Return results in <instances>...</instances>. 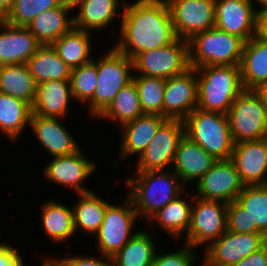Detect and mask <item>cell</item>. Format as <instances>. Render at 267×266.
Returning a JSON list of instances; mask_svg holds the SVG:
<instances>
[{
	"instance_id": "ac0fdd59",
	"label": "cell",
	"mask_w": 267,
	"mask_h": 266,
	"mask_svg": "<svg viewBox=\"0 0 267 266\" xmlns=\"http://www.w3.org/2000/svg\"><path fill=\"white\" fill-rule=\"evenodd\" d=\"M230 160L244 186L267 185V138L234 143Z\"/></svg>"
},
{
	"instance_id": "9c48e42d",
	"label": "cell",
	"mask_w": 267,
	"mask_h": 266,
	"mask_svg": "<svg viewBox=\"0 0 267 266\" xmlns=\"http://www.w3.org/2000/svg\"><path fill=\"white\" fill-rule=\"evenodd\" d=\"M227 205L222 201L204 200L194 196L190 225L184 242L193 248H207L227 230Z\"/></svg>"
},
{
	"instance_id": "cb8c5ba5",
	"label": "cell",
	"mask_w": 267,
	"mask_h": 266,
	"mask_svg": "<svg viewBox=\"0 0 267 266\" xmlns=\"http://www.w3.org/2000/svg\"><path fill=\"white\" fill-rule=\"evenodd\" d=\"M73 100L70 81H45L37 85L32 114L42 117L66 118Z\"/></svg>"
},
{
	"instance_id": "c3c4849f",
	"label": "cell",
	"mask_w": 267,
	"mask_h": 266,
	"mask_svg": "<svg viewBox=\"0 0 267 266\" xmlns=\"http://www.w3.org/2000/svg\"><path fill=\"white\" fill-rule=\"evenodd\" d=\"M252 3L254 4V2L259 5L260 8H258V11H262L264 9H267V0H251Z\"/></svg>"
},
{
	"instance_id": "e0dca14e",
	"label": "cell",
	"mask_w": 267,
	"mask_h": 266,
	"mask_svg": "<svg viewBox=\"0 0 267 266\" xmlns=\"http://www.w3.org/2000/svg\"><path fill=\"white\" fill-rule=\"evenodd\" d=\"M198 103L196 69L190 67L184 73L166 79L163 102V117L184 120Z\"/></svg>"
},
{
	"instance_id": "52a82bcc",
	"label": "cell",
	"mask_w": 267,
	"mask_h": 266,
	"mask_svg": "<svg viewBox=\"0 0 267 266\" xmlns=\"http://www.w3.org/2000/svg\"><path fill=\"white\" fill-rule=\"evenodd\" d=\"M226 115L234 143L267 138V112L255 90H244Z\"/></svg>"
},
{
	"instance_id": "8d00e7d4",
	"label": "cell",
	"mask_w": 267,
	"mask_h": 266,
	"mask_svg": "<svg viewBox=\"0 0 267 266\" xmlns=\"http://www.w3.org/2000/svg\"><path fill=\"white\" fill-rule=\"evenodd\" d=\"M133 81L136 84L143 113L163 117L166 79L134 74Z\"/></svg>"
},
{
	"instance_id": "7a4b0ae2",
	"label": "cell",
	"mask_w": 267,
	"mask_h": 266,
	"mask_svg": "<svg viewBox=\"0 0 267 266\" xmlns=\"http://www.w3.org/2000/svg\"><path fill=\"white\" fill-rule=\"evenodd\" d=\"M125 185L129 187L127 196L132 200L138 217L147 221L186 190L179 176L169 167L166 171L135 173L126 179Z\"/></svg>"
},
{
	"instance_id": "83f0119b",
	"label": "cell",
	"mask_w": 267,
	"mask_h": 266,
	"mask_svg": "<svg viewBox=\"0 0 267 266\" xmlns=\"http://www.w3.org/2000/svg\"><path fill=\"white\" fill-rule=\"evenodd\" d=\"M40 209L39 221L48 239L54 243H63L75 237L72 207L59 203L55 199H49L41 205Z\"/></svg>"
},
{
	"instance_id": "3957f363",
	"label": "cell",
	"mask_w": 267,
	"mask_h": 266,
	"mask_svg": "<svg viewBox=\"0 0 267 266\" xmlns=\"http://www.w3.org/2000/svg\"><path fill=\"white\" fill-rule=\"evenodd\" d=\"M197 108L227 114L234 100L244 91L240 65H207L196 68Z\"/></svg>"
},
{
	"instance_id": "d6a6232c",
	"label": "cell",
	"mask_w": 267,
	"mask_h": 266,
	"mask_svg": "<svg viewBox=\"0 0 267 266\" xmlns=\"http://www.w3.org/2000/svg\"><path fill=\"white\" fill-rule=\"evenodd\" d=\"M36 89L37 84L27 64L0 66V93L22 99L32 106Z\"/></svg>"
},
{
	"instance_id": "f35d334b",
	"label": "cell",
	"mask_w": 267,
	"mask_h": 266,
	"mask_svg": "<svg viewBox=\"0 0 267 266\" xmlns=\"http://www.w3.org/2000/svg\"><path fill=\"white\" fill-rule=\"evenodd\" d=\"M97 60L71 69L70 84L73 101L86 105L93 99L97 86ZM76 100V101H75Z\"/></svg>"
},
{
	"instance_id": "603a6c76",
	"label": "cell",
	"mask_w": 267,
	"mask_h": 266,
	"mask_svg": "<svg viewBox=\"0 0 267 266\" xmlns=\"http://www.w3.org/2000/svg\"><path fill=\"white\" fill-rule=\"evenodd\" d=\"M71 0H65L59 7L38 14L26 26L41 45H52L63 34L73 27V12Z\"/></svg>"
},
{
	"instance_id": "30bf717a",
	"label": "cell",
	"mask_w": 267,
	"mask_h": 266,
	"mask_svg": "<svg viewBox=\"0 0 267 266\" xmlns=\"http://www.w3.org/2000/svg\"><path fill=\"white\" fill-rule=\"evenodd\" d=\"M138 75L169 79L190 68L188 41L177 38L170 44L139 53L133 59Z\"/></svg>"
},
{
	"instance_id": "4316f807",
	"label": "cell",
	"mask_w": 267,
	"mask_h": 266,
	"mask_svg": "<svg viewBox=\"0 0 267 266\" xmlns=\"http://www.w3.org/2000/svg\"><path fill=\"white\" fill-rule=\"evenodd\" d=\"M184 195L185 197H190L189 201ZM193 199L194 195H191L190 191L186 189L183 195L181 194L173 199L148 220L149 227L152 226L150 225L152 221L158 224L159 228L161 227L166 233L168 232L167 234H170L173 240L177 241L183 233L187 234Z\"/></svg>"
},
{
	"instance_id": "d590c367",
	"label": "cell",
	"mask_w": 267,
	"mask_h": 266,
	"mask_svg": "<svg viewBox=\"0 0 267 266\" xmlns=\"http://www.w3.org/2000/svg\"><path fill=\"white\" fill-rule=\"evenodd\" d=\"M236 201L247 211L251 226L267 235V185L244 186Z\"/></svg>"
},
{
	"instance_id": "60d3db41",
	"label": "cell",
	"mask_w": 267,
	"mask_h": 266,
	"mask_svg": "<svg viewBox=\"0 0 267 266\" xmlns=\"http://www.w3.org/2000/svg\"><path fill=\"white\" fill-rule=\"evenodd\" d=\"M227 231L236 233H261L257 226H251L247 211L235 200L227 205Z\"/></svg>"
},
{
	"instance_id": "8fae6325",
	"label": "cell",
	"mask_w": 267,
	"mask_h": 266,
	"mask_svg": "<svg viewBox=\"0 0 267 266\" xmlns=\"http://www.w3.org/2000/svg\"><path fill=\"white\" fill-rule=\"evenodd\" d=\"M184 135L185 126L182 120L167 119L137 157L135 172L167 170L168 166L173 165L179 142Z\"/></svg>"
},
{
	"instance_id": "7c38bea8",
	"label": "cell",
	"mask_w": 267,
	"mask_h": 266,
	"mask_svg": "<svg viewBox=\"0 0 267 266\" xmlns=\"http://www.w3.org/2000/svg\"><path fill=\"white\" fill-rule=\"evenodd\" d=\"M263 233L225 231L203 251L202 266H231L264 246Z\"/></svg>"
},
{
	"instance_id": "f1b7e54d",
	"label": "cell",
	"mask_w": 267,
	"mask_h": 266,
	"mask_svg": "<svg viewBox=\"0 0 267 266\" xmlns=\"http://www.w3.org/2000/svg\"><path fill=\"white\" fill-rule=\"evenodd\" d=\"M89 31L72 28L63 34L51 46L70 69L91 62L93 46Z\"/></svg>"
},
{
	"instance_id": "44dd1931",
	"label": "cell",
	"mask_w": 267,
	"mask_h": 266,
	"mask_svg": "<svg viewBox=\"0 0 267 266\" xmlns=\"http://www.w3.org/2000/svg\"><path fill=\"white\" fill-rule=\"evenodd\" d=\"M217 160L207 153L198 143L184 135L178 145L172 170L187 187L199 181Z\"/></svg>"
},
{
	"instance_id": "74e56055",
	"label": "cell",
	"mask_w": 267,
	"mask_h": 266,
	"mask_svg": "<svg viewBox=\"0 0 267 266\" xmlns=\"http://www.w3.org/2000/svg\"><path fill=\"white\" fill-rule=\"evenodd\" d=\"M65 0H15L2 18L13 26H28L40 13L59 7Z\"/></svg>"
},
{
	"instance_id": "d4e9b609",
	"label": "cell",
	"mask_w": 267,
	"mask_h": 266,
	"mask_svg": "<svg viewBox=\"0 0 267 266\" xmlns=\"http://www.w3.org/2000/svg\"><path fill=\"white\" fill-rule=\"evenodd\" d=\"M165 117L155 114H143L134 121L121 127L119 158L125 159L132 155H140L154 138L159 127L166 121Z\"/></svg>"
},
{
	"instance_id": "e575fe53",
	"label": "cell",
	"mask_w": 267,
	"mask_h": 266,
	"mask_svg": "<svg viewBox=\"0 0 267 266\" xmlns=\"http://www.w3.org/2000/svg\"><path fill=\"white\" fill-rule=\"evenodd\" d=\"M143 114L136 84L132 81L117 93L114 100L96 120L110 119V121H115L122 127Z\"/></svg>"
},
{
	"instance_id": "9a60e30c",
	"label": "cell",
	"mask_w": 267,
	"mask_h": 266,
	"mask_svg": "<svg viewBox=\"0 0 267 266\" xmlns=\"http://www.w3.org/2000/svg\"><path fill=\"white\" fill-rule=\"evenodd\" d=\"M194 196L226 204L237 200L243 190L239 174L230 160H217L209 171L195 184Z\"/></svg>"
},
{
	"instance_id": "7402d4cb",
	"label": "cell",
	"mask_w": 267,
	"mask_h": 266,
	"mask_svg": "<svg viewBox=\"0 0 267 266\" xmlns=\"http://www.w3.org/2000/svg\"><path fill=\"white\" fill-rule=\"evenodd\" d=\"M120 0H71L73 10L74 28L89 32H99L105 30L116 18L122 16V11L118 14L119 7H124L125 1ZM117 13V14H116Z\"/></svg>"
},
{
	"instance_id": "4fadbf2b",
	"label": "cell",
	"mask_w": 267,
	"mask_h": 266,
	"mask_svg": "<svg viewBox=\"0 0 267 266\" xmlns=\"http://www.w3.org/2000/svg\"><path fill=\"white\" fill-rule=\"evenodd\" d=\"M81 149L69 155L53 157L48 164H45L43 177L56 186L75 190V194L92 192L83 183L95 173L97 164L87 158Z\"/></svg>"
},
{
	"instance_id": "ee69618b",
	"label": "cell",
	"mask_w": 267,
	"mask_h": 266,
	"mask_svg": "<svg viewBox=\"0 0 267 266\" xmlns=\"http://www.w3.org/2000/svg\"><path fill=\"white\" fill-rule=\"evenodd\" d=\"M231 266H267V250L263 246Z\"/></svg>"
},
{
	"instance_id": "1f68e13d",
	"label": "cell",
	"mask_w": 267,
	"mask_h": 266,
	"mask_svg": "<svg viewBox=\"0 0 267 266\" xmlns=\"http://www.w3.org/2000/svg\"><path fill=\"white\" fill-rule=\"evenodd\" d=\"M27 65L36 84L45 81H70L71 69L51 45H41Z\"/></svg>"
},
{
	"instance_id": "7dc6e473",
	"label": "cell",
	"mask_w": 267,
	"mask_h": 266,
	"mask_svg": "<svg viewBox=\"0 0 267 266\" xmlns=\"http://www.w3.org/2000/svg\"><path fill=\"white\" fill-rule=\"evenodd\" d=\"M14 1L15 0H0V19L10 10Z\"/></svg>"
},
{
	"instance_id": "836d02e7",
	"label": "cell",
	"mask_w": 267,
	"mask_h": 266,
	"mask_svg": "<svg viewBox=\"0 0 267 266\" xmlns=\"http://www.w3.org/2000/svg\"><path fill=\"white\" fill-rule=\"evenodd\" d=\"M153 238L149 232L138 229L133 237L111 257L113 266H152L157 250Z\"/></svg>"
},
{
	"instance_id": "ab89813d",
	"label": "cell",
	"mask_w": 267,
	"mask_h": 266,
	"mask_svg": "<svg viewBox=\"0 0 267 266\" xmlns=\"http://www.w3.org/2000/svg\"><path fill=\"white\" fill-rule=\"evenodd\" d=\"M184 246L176 251L159 253L157 249L152 266H195L198 256L195 248L184 243ZM194 249V250H193ZM194 251V252H193ZM202 266V265H198Z\"/></svg>"
},
{
	"instance_id": "f546056e",
	"label": "cell",
	"mask_w": 267,
	"mask_h": 266,
	"mask_svg": "<svg viewBox=\"0 0 267 266\" xmlns=\"http://www.w3.org/2000/svg\"><path fill=\"white\" fill-rule=\"evenodd\" d=\"M77 196L79 199L72 206L75 231L80 234V229L81 232L94 237L103 222L105 210L110 203L99 197L94 191L77 194Z\"/></svg>"
},
{
	"instance_id": "f6af8a7d",
	"label": "cell",
	"mask_w": 267,
	"mask_h": 266,
	"mask_svg": "<svg viewBox=\"0 0 267 266\" xmlns=\"http://www.w3.org/2000/svg\"><path fill=\"white\" fill-rule=\"evenodd\" d=\"M258 35L267 40V9L259 12Z\"/></svg>"
},
{
	"instance_id": "681fc988",
	"label": "cell",
	"mask_w": 267,
	"mask_h": 266,
	"mask_svg": "<svg viewBox=\"0 0 267 266\" xmlns=\"http://www.w3.org/2000/svg\"><path fill=\"white\" fill-rule=\"evenodd\" d=\"M43 261L41 266H58L50 257L45 258Z\"/></svg>"
},
{
	"instance_id": "6da1fadb",
	"label": "cell",
	"mask_w": 267,
	"mask_h": 266,
	"mask_svg": "<svg viewBox=\"0 0 267 266\" xmlns=\"http://www.w3.org/2000/svg\"><path fill=\"white\" fill-rule=\"evenodd\" d=\"M125 1L119 39L112 46L134 59L139 53L161 48L177 39L166 0Z\"/></svg>"
},
{
	"instance_id": "277c9868",
	"label": "cell",
	"mask_w": 267,
	"mask_h": 266,
	"mask_svg": "<svg viewBox=\"0 0 267 266\" xmlns=\"http://www.w3.org/2000/svg\"><path fill=\"white\" fill-rule=\"evenodd\" d=\"M245 41L217 27L196 33L188 40L192 68L207 65H240Z\"/></svg>"
},
{
	"instance_id": "4dcf8cb0",
	"label": "cell",
	"mask_w": 267,
	"mask_h": 266,
	"mask_svg": "<svg viewBox=\"0 0 267 266\" xmlns=\"http://www.w3.org/2000/svg\"><path fill=\"white\" fill-rule=\"evenodd\" d=\"M32 115V106L26 101L0 93V133L11 142L26 131ZM28 125V126H27Z\"/></svg>"
},
{
	"instance_id": "8992f818",
	"label": "cell",
	"mask_w": 267,
	"mask_h": 266,
	"mask_svg": "<svg viewBox=\"0 0 267 266\" xmlns=\"http://www.w3.org/2000/svg\"><path fill=\"white\" fill-rule=\"evenodd\" d=\"M185 135L216 160L230 159L234 142L226 114L194 109L184 120Z\"/></svg>"
},
{
	"instance_id": "ffe728a7",
	"label": "cell",
	"mask_w": 267,
	"mask_h": 266,
	"mask_svg": "<svg viewBox=\"0 0 267 266\" xmlns=\"http://www.w3.org/2000/svg\"><path fill=\"white\" fill-rule=\"evenodd\" d=\"M0 66L27 64L41 44L25 26H13L0 19Z\"/></svg>"
},
{
	"instance_id": "2e32d148",
	"label": "cell",
	"mask_w": 267,
	"mask_h": 266,
	"mask_svg": "<svg viewBox=\"0 0 267 266\" xmlns=\"http://www.w3.org/2000/svg\"><path fill=\"white\" fill-rule=\"evenodd\" d=\"M251 0H216L215 27L245 42L258 34L259 11Z\"/></svg>"
},
{
	"instance_id": "5bb4252c",
	"label": "cell",
	"mask_w": 267,
	"mask_h": 266,
	"mask_svg": "<svg viewBox=\"0 0 267 266\" xmlns=\"http://www.w3.org/2000/svg\"><path fill=\"white\" fill-rule=\"evenodd\" d=\"M216 0H166L177 38L189 40L215 27Z\"/></svg>"
},
{
	"instance_id": "bcb514c9",
	"label": "cell",
	"mask_w": 267,
	"mask_h": 266,
	"mask_svg": "<svg viewBox=\"0 0 267 266\" xmlns=\"http://www.w3.org/2000/svg\"><path fill=\"white\" fill-rule=\"evenodd\" d=\"M255 91L261 97L264 107L267 112V82L258 86Z\"/></svg>"
},
{
	"instance_id": "ba28073f",
	"label": "cell",
	"mask_w": 267,
	"mask_h": 266,
	"mask_svg": "<svg viewBox=\"0 0 267 266\" xmlns=\"http://www.w3.org/2000/svg\"><path fill=\"white\" fill-rule=\"evenodd\" d=\"M116 204L110 202L107 206L103 222L94 235L96 251L103 256L112 257L138 231L133 230L136 220L140 218L132 200L127 196L123 203Z\"/></svg>"
},
{
	"instance_id": "484cf974",
	"label": "cell",
	"mask_w": 267,
	"mask_h": 266,
	"mask_svg": "<svg viewBox=\"0 0 267 266\" xmlns=\"http://www.w3.org/2000/svg\"><path fill=\"white\" fill-rule=\"evenodd\" d=\"M240 68L244 90L267 82V40L257 34L245 42Z\"/></svg>"
},
{
	"instance_id": "b9f144b4",
	"label": "cell",
	"mask_w": 267,
	"mask_h": 266,
	"mask_svg": "<svg viewBox=\"0 0 267 266\" xmlns=\"http://www.w3.org/2000/svg\"><path fill=\"white\" fill-rule=\"evenodd\" d=\"M68 256V257H67ZM63 256L61 258H51L58 266H113L111 257L109 256H85L73 255ZM106 259V260H105Z\"/></svg>"
},
{
	"instance_id": "d6986e66",
	"label": "cell",
	"mask_w": 267,
	"mask_h": 266,
	"mask_svg": "<svg viewBox=\"0 0 267 266\" xmlns=\"http://www.w3.org/2000/svg\"><path fill=\"white\" fill-rule=\"evenodd\" d=\"M62 118L31 115L29 127L42 148L52 157L72 154L80 149L74 135L60 122Z\"/></svg>"
},
{
	"instance_id": "f907efd6",
	"label": "cell",
	"mask_w": 267,
	"mask_h": 266,
	"mask_svg": "<svg viewBox=\"0 0 267 266\" xmlns=\"http://www.w3.org/2000/svg\"><path fill=\"white\" fill-rule=\"evenodd\" d=\"M264 247H265L266 250H267V235H265V239H264Z\"/></svg>"
},
{
	"instance_id": "5b68a950",
	"label": "cell",
	"mask_w": 267,
	"mask_h": 266,
	"mask_svg": "<svg viewBox=\"0 0 267 266\" xmlns=\"http://www.w3.org/2000/svg\"><path fill=\"white\" fill-rule=\"evenodd\" d=\"M97 60V86L88 103L89 115L97 118L114 100L117 93L133 81V59L118 52L112 45Z\"/></svg>"
},
{
	"instance_id": "7bdbcfd3",
	"label": "cell",
	"mask_w": 267,
	"mask_h": 266,
	"mask_svg": "<svg viewBox=\"0 0 267 266\" xmlns=\"http://www.w3.org/2000/svg\"><path fill=\"white\" fill-rule=\"evenodd\" d=\"M23 259L17 248L0 242V266H25Z\"/></svg>"
}]
</instances>
